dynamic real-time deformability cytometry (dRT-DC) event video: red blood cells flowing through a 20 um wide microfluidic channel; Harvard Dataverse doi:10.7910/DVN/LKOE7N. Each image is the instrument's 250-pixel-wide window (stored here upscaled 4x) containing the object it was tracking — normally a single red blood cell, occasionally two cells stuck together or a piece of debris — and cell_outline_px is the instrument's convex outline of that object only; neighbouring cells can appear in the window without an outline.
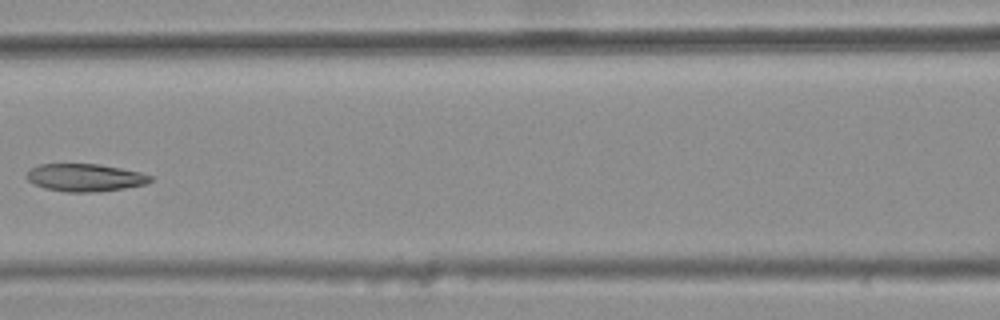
{"species": "common noctule bat (a hibernating species)", "species_latin": "Nyctalus noctula", "temperature_condition": "warm", "stored_images_in_passage": 7, "camera_frame_rate_fps": 3000, "um_per_image_px": 0.085, "animal": {"sex": "female", "body_mass_g": 25.1}, "frame": {"image": 1, "passage_image": 6, "time_ms": 1.667, "image_size_px": [1000, 320], "cell_outline_px": [[152, 180], [144, 184], [124, 188], [96, 192], [64, 192], [44, 188], [32, 184], [24, 176], [32, 168], [40, 164], [96, 164], [120, 168], [140, 172], [152, 176]], "centroid_in_image_um": [7.18, 15.1], "position_along_channel_um": 159.4, "area_um2": 19.88}}
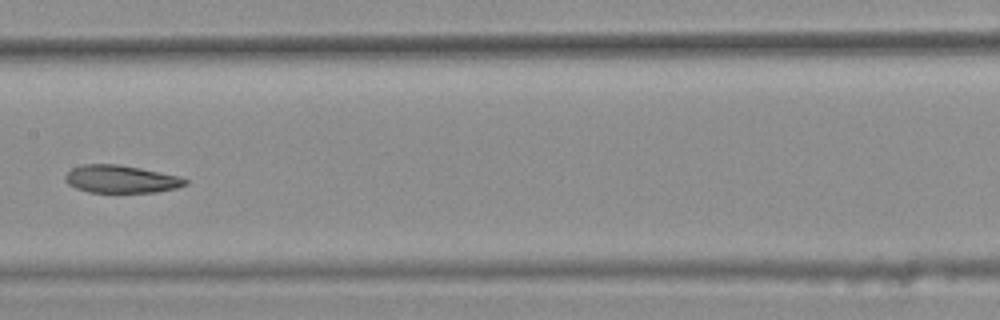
{"frame": {"image": 2, "passage_image": 7, "time_ms": 2.0, "image_size_px": [1000, 320], "cell_outline_px": [[188, 184], [176, 188], [156, 192], [88, 192], [76, 188], [68, 184], [64, 180], [64, 176], [72, 168], [84, 164], [116, 164], [140, 168], [180, 176], [188, 180]], "centroid_in_image_um": [10.28, 15.22], "position_along_channel_um": 197.1, "area_um2": 19.36}}